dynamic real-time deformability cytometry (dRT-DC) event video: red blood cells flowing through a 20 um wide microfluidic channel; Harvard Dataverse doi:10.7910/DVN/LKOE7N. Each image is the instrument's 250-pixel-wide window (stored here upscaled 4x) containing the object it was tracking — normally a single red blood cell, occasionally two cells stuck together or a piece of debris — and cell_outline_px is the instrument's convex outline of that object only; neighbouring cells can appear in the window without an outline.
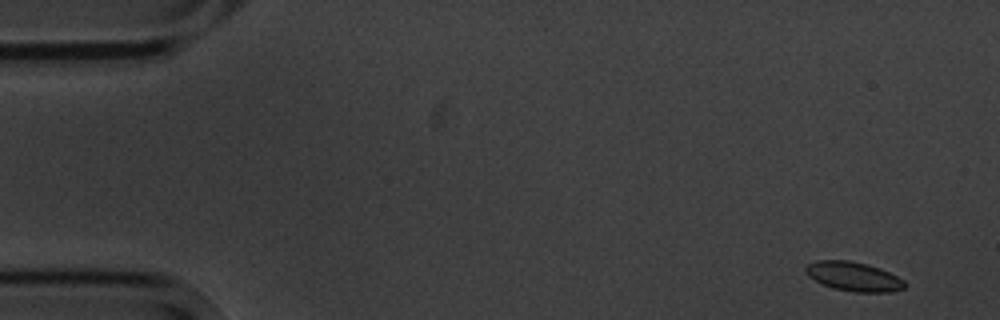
{"species": "common noctule bat (a hibernating species)", "species_latin": "Nyctalus noctula", "temperature_condition": "cold", "stored_images_in_passage": 5, "camera_frame_rate_fps": 3000, "um_per_image_px": 0.085, "animal": {"sex": "male", "body_mass_g": 20.1, "forearm_length_mm": 53.5}, "frame": {"image": 1, "passage_image": 1, "time_ms": 0.0, "image_size_px": [1000, 320], "cell_outline_px": [[908, 284], [904, 288], [892, 292], [856, 292], [832, 288], [808, 276], [804, 272], [804, 268], [808, 264], [816, 260], [848, 260], [868, 264], [880, 268], [904, 280]], "centroid_in_image_um": [72.57, 23.5], "position_along_channel_um": 12.4, "area_um2": 16.94}}
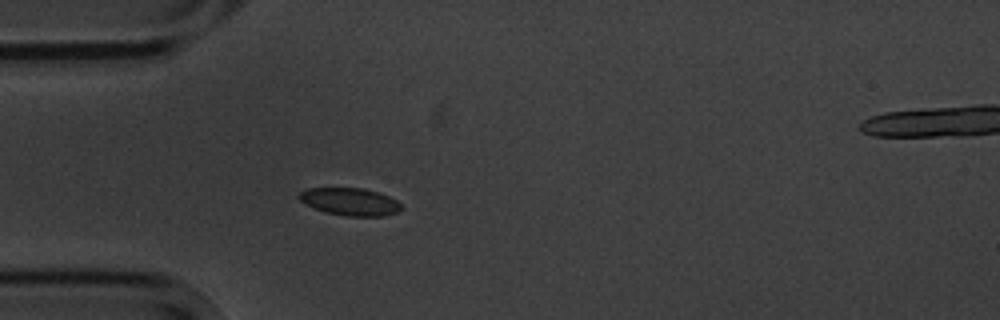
{"frame": {"image": 2, "passage_image": 4, "time_ms": 4.333, "image_size_px": [1000, 320], "cell_outline_px": [[400, 212], [384, 216], [344, 216], [324, 212], [304, 204], [296, 196], [300, 192], [308, 188], [364, 188], [388, 196], [396, 200], [400, 204]], "centroid_in_image_um": [29.71, 17.15], "position_along_channel_um": 55.3, "area_um2": 16.47}}